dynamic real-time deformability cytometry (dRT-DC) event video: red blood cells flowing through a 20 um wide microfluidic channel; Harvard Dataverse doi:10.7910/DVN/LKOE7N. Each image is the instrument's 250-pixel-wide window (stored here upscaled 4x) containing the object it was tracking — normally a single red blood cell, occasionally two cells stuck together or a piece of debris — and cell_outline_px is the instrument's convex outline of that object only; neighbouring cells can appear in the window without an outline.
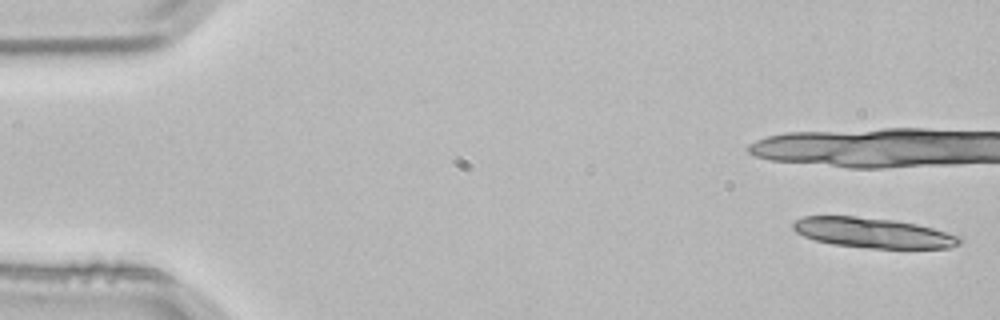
{"species": "common noctule bat (a hibernating species)", "species_latin": "Nyctalus noctula", "temperature_condition": "room temperature", "stored_images_in_passage": 5, "camera_frame_rate_fps": 3000, "um_per_image_px": 0.085, "animal": {"sex": "male", "body_mass_g": 21.5, "forearm_length_mm": 52.0}, "frame": {"image": 1, "passage_image": 1, "time_ms": 0.0, "image_size_px": [1000, 320], "cell_outline_px": [[964, 240], [960, 244], [952, 248], [872, 248], [832, 244], [816, 240], [804, 236], [796, 232], [792, 228], [792, 224], [796, 220], [804, 216], [856, 216], [896, 220], [916, 224], [964, 236]], "centroid_in_image_um": [74.28, 19.79], "position_along_channel_um": 10.7, "area_um2": 29.42}}
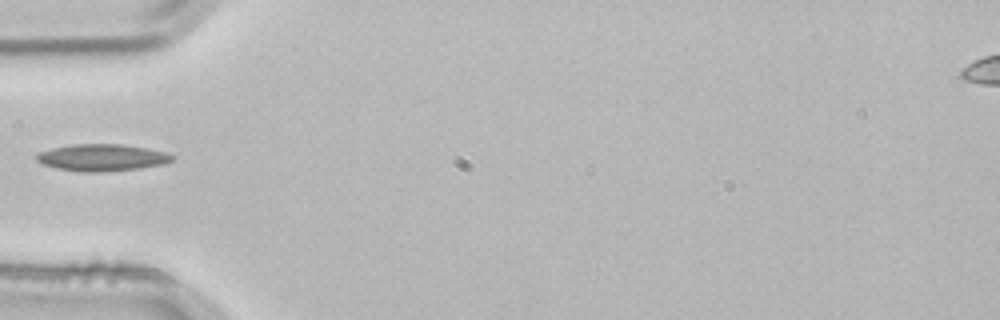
{"frame": {"image": 2, "passage_image": 5, "time_ms": 1.333, "image_size_px": [1000, 320], "cell_outline_px": [[176, 156], [172, 160], [164, 164], [140, 168], [100, 172], [84, 172], [56, 168], [44, 164], [36, 160], [36, 156], [40, 152], [52, 148], [72, 144], [120, 144], [148, 148], [168, 152]], "centroid_in_image_um": [8.72, 13.39], "position_along_channel_um": 76.3, "area_um2": 21.27}}